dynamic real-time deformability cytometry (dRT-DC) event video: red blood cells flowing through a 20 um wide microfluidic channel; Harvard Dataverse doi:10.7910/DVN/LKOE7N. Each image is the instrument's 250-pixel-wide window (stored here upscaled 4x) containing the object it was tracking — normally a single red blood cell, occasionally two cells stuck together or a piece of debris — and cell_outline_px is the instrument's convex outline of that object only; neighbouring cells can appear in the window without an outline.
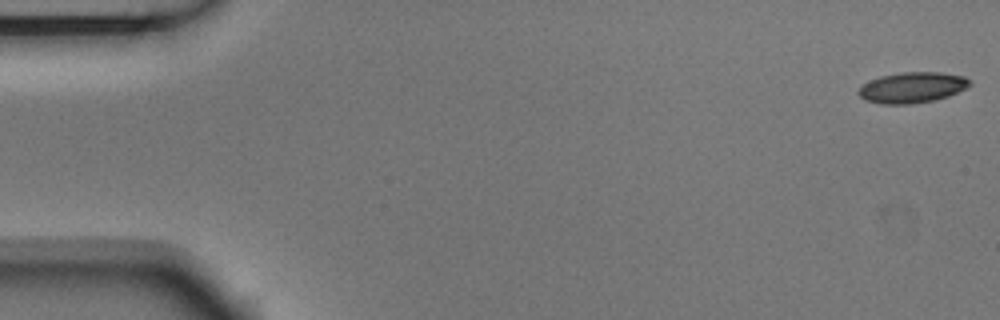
{"species": "Egyptian fruit bat (a non-hibernating species)", "species_latin": "Rousettus aegyptiacus", "temperature_condition": "room temperature", "stored_images_in_passage": 6, "camera_frame_rate_fps": 3000, "um_per_image_px": 0.085, "animal": {"sex": "male"}, "frame": {"image": 1, "passage_image": 1, "time_ms": 0.0, "image_size_px": [1000, 320], "cell_outline_px": [[972, 84], [948, 96], [932, 100], [908, 104], [880, 104], [864, 100], [856, 92], [864, 84], [880, 76], [904, 72], [940, 72], [964, 76], [972, 80]], "centroid_in_image_um": [77.53, 7.43], "position_along_channel_um": 7.5, "area_um2": 19.77}}
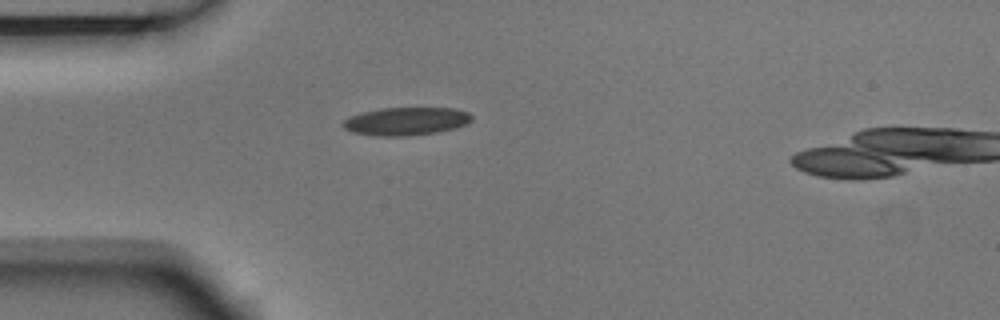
{"frame": {"image": 2, "passage_image": 5, "time_ms": 1.333, "image_size_px": [1000, 320], "cell_outline_px": [[472, 120], [468, 124], [456, 128], [436, 132], [404, 136], [376, 136], [352, 132], [344, 128], [340, 124], [348, 116], [360, 112], [380, 108], [456, 108], [468, 112], [472, 116]], "centroid_in_image_um": [34.49, 10.3], "position_along_channel_um": 50.5, "area_um2": 21.27}}